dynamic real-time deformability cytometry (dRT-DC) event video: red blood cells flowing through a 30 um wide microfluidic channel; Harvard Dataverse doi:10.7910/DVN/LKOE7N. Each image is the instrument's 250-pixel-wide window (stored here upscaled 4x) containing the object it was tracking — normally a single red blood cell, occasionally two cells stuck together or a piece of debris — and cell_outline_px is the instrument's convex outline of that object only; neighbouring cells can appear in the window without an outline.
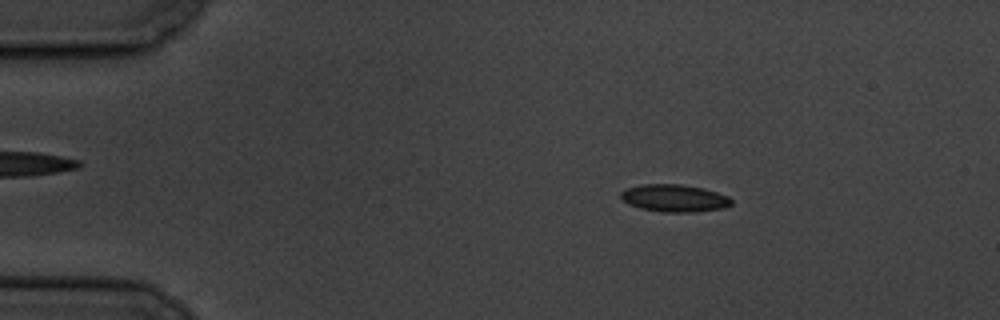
{"species": "common noctule bat (a hibernating species)", "species_latin": "Nyctalus noctula", "temperature_condition": "cold", "stored_images_in_passage": 11, "camera_frame_rate_fps": 3000, "um_per_image_px": 0.085, "animal": {"sex": "male", "body_mass_g": 19.5, "forearm_length_mm": 54.6}, "frame": {"image": 1, "passage_image": 3, "time_ms": 2.333, "image_size_px": [1000, 320], "cell_outline_px": [[732, 204], [724, 208], [692, 212], [664, 212], [640, 208], [628, 204], [620, 196], [620, 192], [624, 188], [640, 184], [680, 184], [700, 188], [716, 192], [728, 196], [732, 200]], "centroid_in_image_um": [57.28, 16.84], "position_along_channel_um": 27.7, "area_um2": 17.63}}
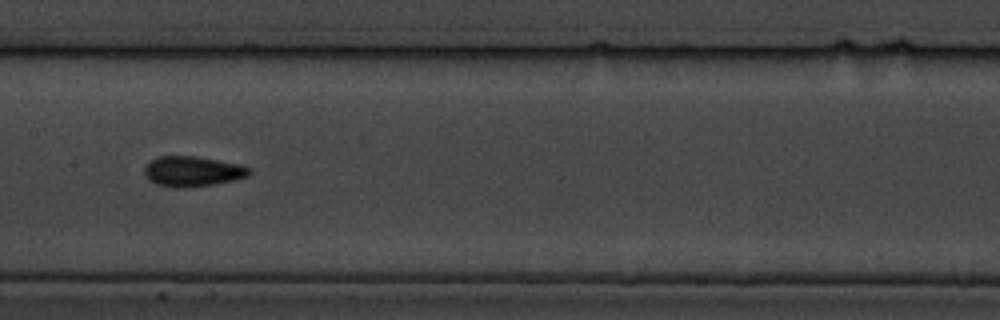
{"frame": {"image": 2, "passage_image": 8, "time_ms": 9.0, "image_size_px": [1000, 320], "cell_outline_px": [[252, 172], [248, 176], [236, 180], [216, 184], [184, 188], [172, 188], [156, 184], [148, 180], [144, 172], [144, 168], [156, 156], [196, 156], [240, 164], [252, 168]], "centroid_in_image_um": [16.39, 14.58], "position_along_channel_um": 191.0, "area_um2": 18.79}}
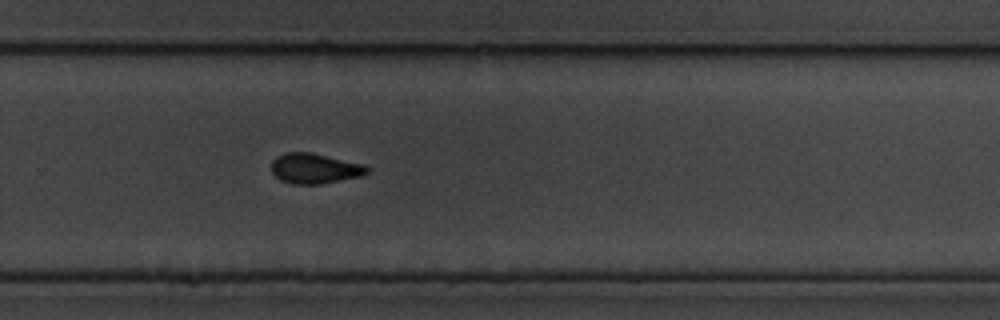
{"frame": {"image": 3, "passage_image": 11, "time_ms": 12.333, "image_size_px": [1000, 320], "cell_outline_px": [[368, 172], [360, 176], [320, 184], [292, 184], [280, 180], [272, 172], [272, 160], [276, 156], [284, 152], [312, 152], [364, 164], [368, 168]], "centroid_in_image_um": [26.72, 14.3], "position_along_channel_um": 303.1, "area_um2": 16.88}}